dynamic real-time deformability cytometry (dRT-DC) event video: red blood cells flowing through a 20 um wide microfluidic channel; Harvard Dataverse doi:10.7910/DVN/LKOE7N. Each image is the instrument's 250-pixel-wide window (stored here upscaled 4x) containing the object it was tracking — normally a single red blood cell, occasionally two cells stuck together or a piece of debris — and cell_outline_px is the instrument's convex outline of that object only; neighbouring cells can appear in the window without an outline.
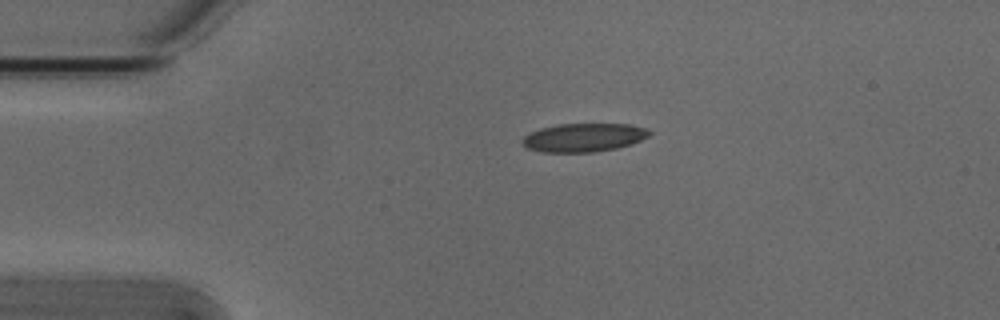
{"species": "Egyptian fruit bat (a non-hibernating species)", "species_latin": "Rousettus aegyptiacus", "temperature_condition": "cold", "stored_images_in_passage": 2, "camera_frame_rate_fps": 3000, "um_per_image_px": 0.085, "animal": {"sex": "male"}, "frame": {"image": 1, "passage_image": 1, "time_ms": 0.0, "image_size_px": [1000, 320], "cell_outline_px": [[652, 132], [648, 136], [632, 144], [616, 148], [592, 152], [540, 152], [528, 148], [520, 140], [524, 136], [540, 128], [556, 124], [628, 124], [644, 128]], "centroid_in_image_um": [49.6, 11.69], "position_along_channel_um": 35.4, "area_um2": 20.98}}